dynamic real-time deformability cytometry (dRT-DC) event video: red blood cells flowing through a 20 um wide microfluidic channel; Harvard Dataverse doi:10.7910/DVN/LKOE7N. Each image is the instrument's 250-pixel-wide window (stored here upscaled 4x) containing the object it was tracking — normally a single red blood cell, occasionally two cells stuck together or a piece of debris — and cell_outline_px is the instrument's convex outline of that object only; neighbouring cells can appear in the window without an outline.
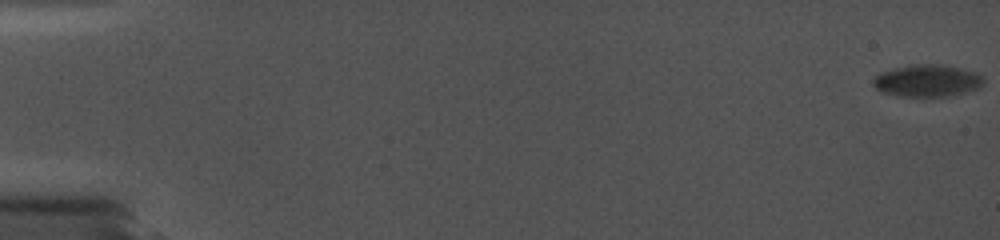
{"species": "common noctule bat (a hibernating species)", "species_latin": "Nyctalus noctula", "temperature_condition": "cold", "stored_images_in_passage": 36, "camera_frame_rate_fps": 5000, "um_per_image_px": 0.085, "animal": {"sex": "female", "body_mass_g": 19.0, "forearm_length_mm": 56.7}, "frame": {"image": 1, "passage_image": 1, "time_ms": 0.0, "image_size_px": [1000, 240], "cell_outline_px": [[984, 84], [976, 88], [964, 92], [948, 96], [896, 96], [880, 92], [872, 84], [872, 80], [880, 72], [912, 64], [936, 64], [960, 68], [976, 72], [984, 76]], "centroid_in_image_um": [78.79, 6.86], "position_along_channel_um": 6.2, "area_um2": 20.63}}
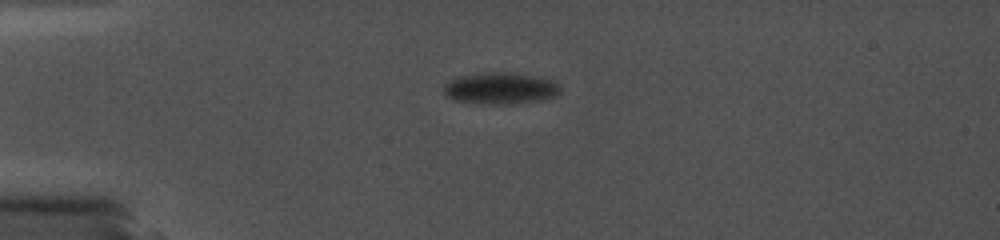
{"frame": {"image": 2, "passage_image": 25, "time_ms": 5.4, "image_size_px": [1000, 240], "cell_outline_px": [[560, 92], [556, 96], [544, 100], [516, 104], [488, 104], [452, 100], [444, 96], [444, 84], [456, 76], [484, 72], [504, 72], [532, 76], [552, 80], [560, 88]], "centroid_in_image_um": [42.49, 7.52], "position_along_channel_um": 42.5, "area_um2": 21.68}}